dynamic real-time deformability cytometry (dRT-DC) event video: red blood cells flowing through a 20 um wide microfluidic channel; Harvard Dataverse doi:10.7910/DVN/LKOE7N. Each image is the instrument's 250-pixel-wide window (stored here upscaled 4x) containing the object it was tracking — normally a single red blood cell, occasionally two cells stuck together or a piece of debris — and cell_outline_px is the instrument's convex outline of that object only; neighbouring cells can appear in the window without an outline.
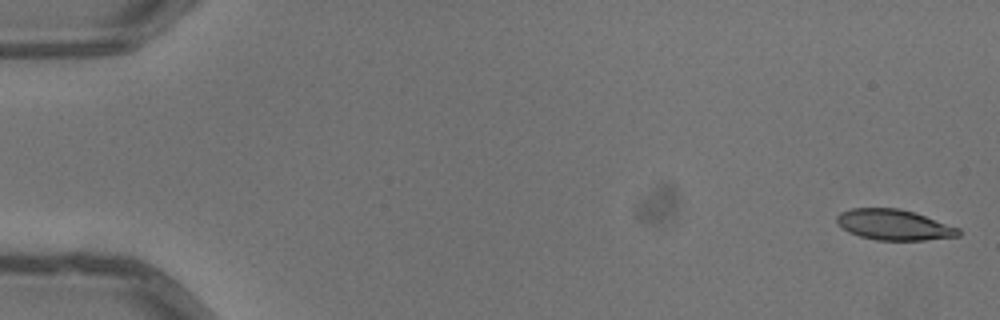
{"species": "common noctule bat (a hibernating species)", "species_latin": "Nyctalus noctula", "temperature_condition": "warm", "stored_images_in_passage": 5, "camera_frame_rate_fps": 3000, "um_per_image_px": 0.085, "animal": {"sex": "male", "body_mass_g": 13.3}, "frame": {"image": 1, "passage_image": 1, "time_ms": 0.0, "image_size_px": [1000, 320], "cell_outline_px": [[960, 236], [924, 240], [876, 240], [860, 236], [848, 232], [836, 224], [836, 216], [840, 212], [852, 208], [900, 208], [960, 228]], "centroid_in_image_um": [75.94, 19.11], "position_along_channel_um": 9.1, "area_um2": 21.68}}
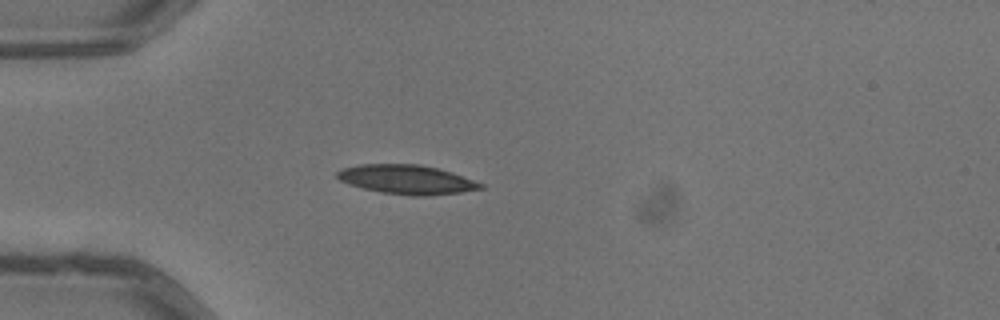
{"frame": {"image": 2, "passage_image": 5, "time_ms": 1.333, "image_size_px": [1000, 320], "cell_outline_px": [[484, 188], [460, 192], [424, 196], [412, 196], [380, 192], [348, 184], [340, 180], [336, 176], [336, 172], [344, 168], [360, 164], [420, 164], [452, 172], [484, 184]], "centroid_in_image_um": [34.57, 15.26], "position_along_channel_um": 50.4, "area_um2": 24.28}}